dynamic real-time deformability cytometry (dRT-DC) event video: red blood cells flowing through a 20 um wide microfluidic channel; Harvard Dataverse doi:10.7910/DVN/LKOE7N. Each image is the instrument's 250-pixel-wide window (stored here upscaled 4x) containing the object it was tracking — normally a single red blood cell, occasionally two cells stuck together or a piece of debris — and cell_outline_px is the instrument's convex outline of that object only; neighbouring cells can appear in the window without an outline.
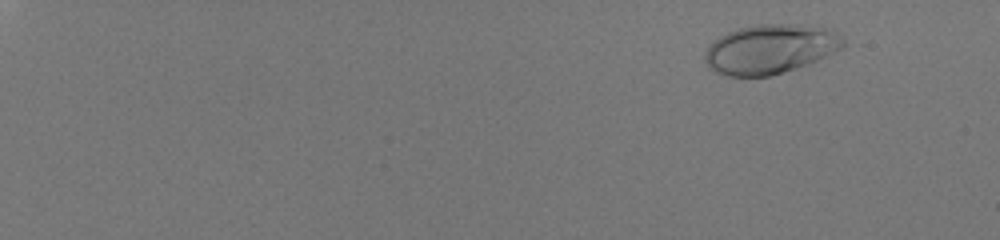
{"species": "human", "species_latin": "Homo sapiens", "temperature_condition": "room temperature", "stored_images_in_passage": 50, "camera_frame_rate_fps": 3000, "um_per_image_px": 0.085, "donor": {"sex": "male"}, "frame": {"image": 1, "passage_image": 7, "time_ms": 2.0, "image_size_px": [1000, 240], "cell_outline_px": [[852, 44], [844, 48], [808, 64], [796, 68], [768, 76], [728, 76], [716, 72], [708, 68], [704, 60], [704, 52], [720, 36], [728, 32], [740, 28], [760, 24], [800, 24], [832, 28]], "centroid_in_image_um": [65.56, 4.16], "position_along_channel_um": 19.4, "area_um2": 40.23}}
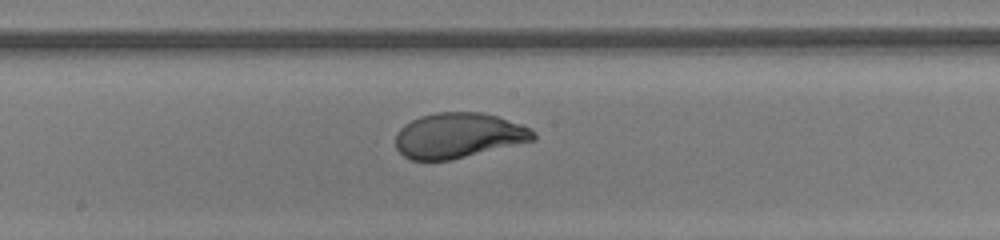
{"frame": {"image": 2, "passage_image": 37, "time_ms": 12.0, "image_size_px": [1000, 240], "cell_outline_px": [[536, 140], [452, 160], [412, 160], [404, 156], [396, 148], [396, 132], [404, 124], [420, 116], [436, 112], [480, 112], [496, 116], [532, 128], [536, 132]], "centroid_in_image_um": [38.98, 11.52], "position_along_channel_um": 209.2, "area_um2": 36.47}}
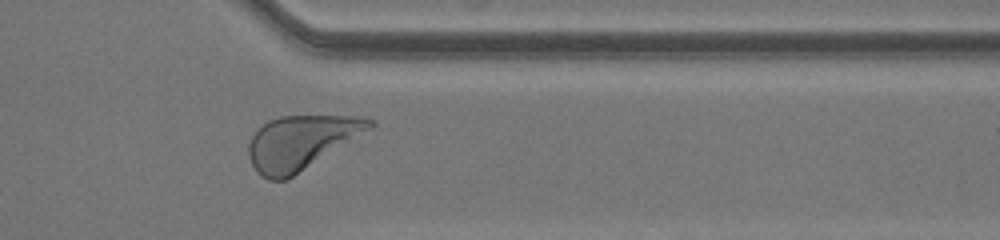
{"frame": {"image": 3, "passage_image": 50, "time_ms": 16.333, "image_size_px": [1000, 240], "cell_outline_px": [[376, 124], [372, 128], [292, 176], [284, 180], [268, 180], [260, 176], [256, 172], [248, 156], [248, 144], [252, 136], [268, 120], [280, 116], [360, 116], [376, 120]], "centroid_in_image_um": [25.57, 12.09], "position_along_channel_um": 385.8, "area_um2": 37.63}, "authors_computed_cell_mechanics": {"area_um2": 36.5585, "velocity_mm_per_s": 4.0717, "shape_relaxation_time_tau1_ms": 2.568, "shape_relaxation_time_tau2_ms": null, "deformation_change_tau1": 0.1782, "deformation_change_tau2": null}}